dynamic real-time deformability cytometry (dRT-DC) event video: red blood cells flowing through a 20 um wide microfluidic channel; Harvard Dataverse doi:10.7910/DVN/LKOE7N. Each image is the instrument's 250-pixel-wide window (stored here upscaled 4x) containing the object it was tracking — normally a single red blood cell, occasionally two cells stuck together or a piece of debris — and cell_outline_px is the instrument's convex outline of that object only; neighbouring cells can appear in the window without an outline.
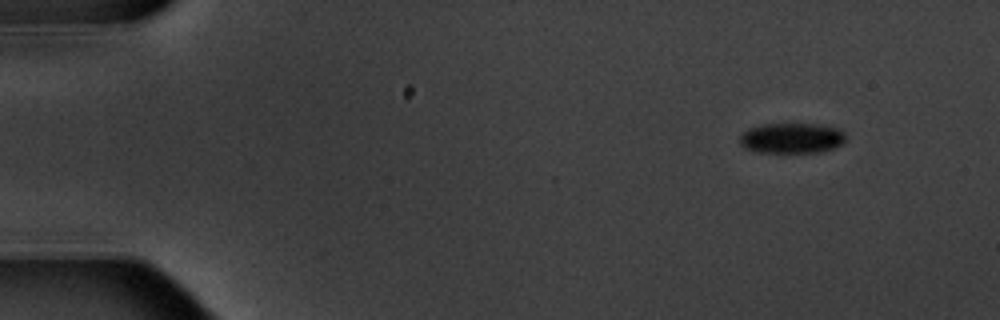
{"species": "common noctule bat (a hibernating species)", "species_latin": "Nyctalus noctula", "temperature_condition": "warm", "stored_images_in_passage": 6, "segment_of_instrument_passage": [2, 2], "camera_frame_rate_fps": 3000, "um_per_image_px": 0.085, "animal": {"sex": "male", "body_mass_g": 20.1, "forearm_length_mm": 53.5}, "frame": {"image": 1, "passage_image": 6, "time_ms": 6.667, "image_size_px": [1000, 320], "cell_outline_px": [[844, 140], [840, 144], [832, 148], [820, 152], [756, 152], [744, 148], [740, 144], [740, 136], [748, 128], [764, 124], [820, 124], [840, 128], [844, 132]], "centroid_in_image_um": [67.28, 11.73], "position_along_channel_um": 17.7, "area_um2": 18.73}}